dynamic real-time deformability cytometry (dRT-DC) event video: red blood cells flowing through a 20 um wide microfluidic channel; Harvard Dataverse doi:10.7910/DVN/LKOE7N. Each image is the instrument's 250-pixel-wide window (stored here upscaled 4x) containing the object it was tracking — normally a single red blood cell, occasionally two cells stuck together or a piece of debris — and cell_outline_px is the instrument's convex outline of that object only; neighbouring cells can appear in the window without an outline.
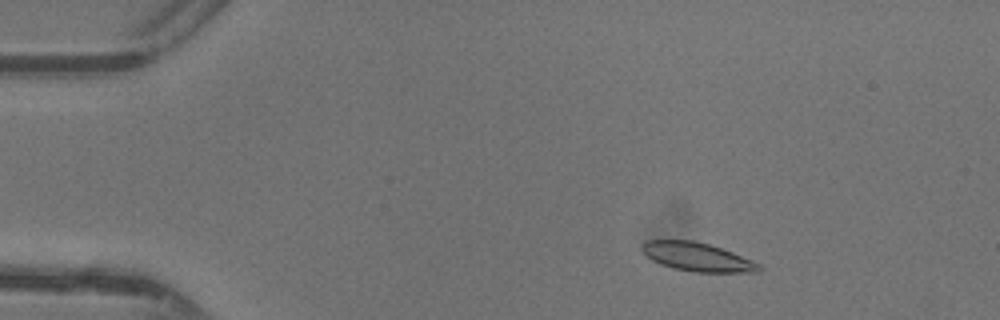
{"species": "common noctule bat (a hibernating species)", "species_latin": "Nyctalus noctula", "temperature_condition": "warm", "stored_images_in_passage": 46, "camera_frame_rate_fps": 3000, "um_per_image_px": 0.085, "animal": {"sex": "female"}, "frame": {"image": 1, "passage_image": 6, "time_ms": 1.667, "image_size_px": [1000, 320], "cell_outline_px": [[760, 272], [692, 272], [672, 268], [660, 264], [644, 256], [640, 248], [640, 244], [644, 240], [692, 240], [708, 244], [732, 252], [752, 260], [760, 264]], "centroid_in_image_um": [59.19, 21.83], "position_along_channel_um": 25.8, "area_um2": 19.71}}
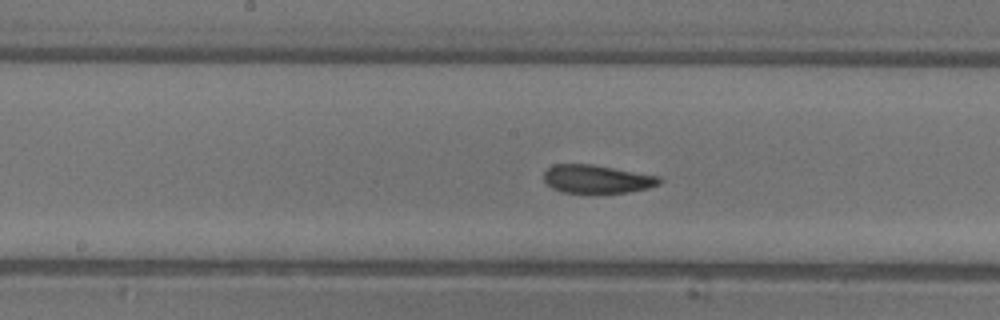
{"frame": {"image": 2, "passage_image": 23, "time_ms": 7.333, "image_size_px": [1000, 320], "cell_outline_px": [[660, 184], [648, 188], [628, 192], [560, 192], [552, 188], [544, 180], [544, 172], [552, 164], [592, 164], [660, 176]], "centroid_in_image_um": [50.72, 15.21], "position_along_channel_um": 197.5, "area_um2": 18.9}}
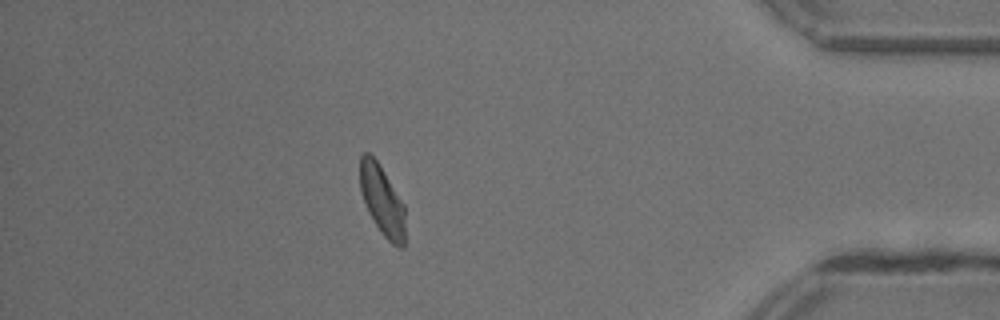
{"frame": {"image": 3, "passage_image": 40, "time_ms": 13.0, "image_size_px": [1000, 320], "cell_outline_px": [[404, 248], [400, 248], [392, 244], [384, 236], [368, 212], [360, 188], [360, 156], [364, 152], [368, 152], [376, 160], [404, 204]], "centroid_in_image_um": [32.48, 17.04], "position_along_channel_um": 402.7, "area_um2": 18.03}, "authors_computed_cell_mechanics": {"area_um2": 19.4497, "velocity_mm_per_s": 4.3995, "shape_relaxation_time_tau1_ms": 3.9979, "shape_relaxation_time_tau2_ms": 1.7309, "deformation_change_tau1": 0.1457, "deformation_change_tau2": 0.0769}}